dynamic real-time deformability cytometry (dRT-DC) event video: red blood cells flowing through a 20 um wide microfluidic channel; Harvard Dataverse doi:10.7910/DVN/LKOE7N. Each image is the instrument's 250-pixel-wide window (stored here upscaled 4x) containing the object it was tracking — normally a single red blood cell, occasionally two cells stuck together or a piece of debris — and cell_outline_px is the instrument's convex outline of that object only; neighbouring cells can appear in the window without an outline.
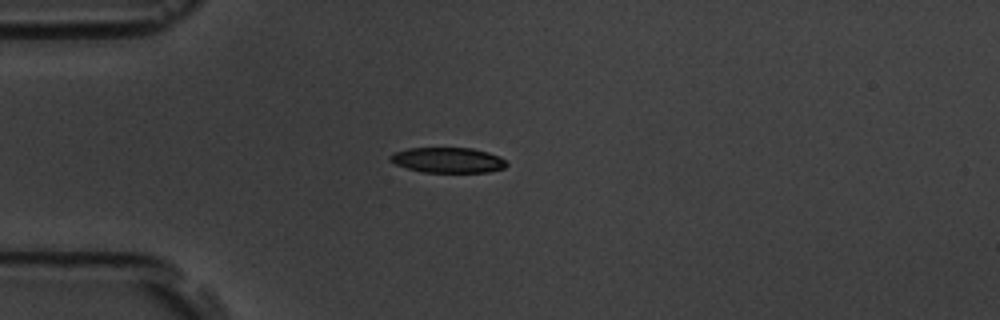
{"species": "common noctule bat (a hibernating species)", "species_latin": "Nyctalus noctula", "temperature_condition": "room temperature", "stored_images_in_passage": 4, "camera_frame_rate_fps": 3000, "um_per_image_px": 0.085, "animal": {"sex": "male", "body_mass_g": 19.5, "forearm_length_mm": 54.6}, "frame": {"image": 1, "passage_image": 4, "time_ms": 1.0, "image_size_px": [1000, 320], "cell_outline_px": [[508, 164], [504, 168], [488, 172], [420, 172], [396, 164], [388, 160], [388, 156], [392, 152], [408, 148], [472, 148], [488, 152], [500, 156]], "centroid_in_image_um": [38.04, 13.6], "position_along_channel_um": 47.0, "area_um2": 17.28}}